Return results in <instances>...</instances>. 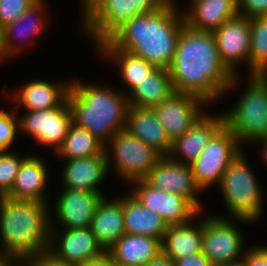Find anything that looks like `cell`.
<instances>
[{"label": "cell", "instance_id": "obj_34", "mask_svg": "<svg viewBox=\"0 0 267 266\" xmlns=\"http://www.w3.org/2000/svg\"><path fill=\"white\" fill-rule=\"evenodd\" d=\"M17 133H20L19 117L14 112L9 113L0 110V152L9 151L15 141Z\"/></svg>", "mask_w": 267, "mask_h": 266}, {"label": "cell", "instance_id": "obj_9", "mask_svg": "<svg viewBox=\"0 0 267 266\" xmlns=\"http://www.w3.org/2000/svg\"><path fill=\"white\" fill-rule=\"evenodd\" d=\"M241 152L237 137L224 125L190 164L201 193L214 183L219 185L224 171Z\"/></svg>", "mask_w": 267, "mask_h": 266}, {"label": "cell", "instance_id": "obj_7", "mask_svg": "<svg viewBox=\"0 0 267 266\" xmlns=\"http://www.w3.org/2000/svg\"><path fill=\"white\" fill-rule=\"evenodd\" d=\"M246 91L234 108L223 113L225 125L239 145L256 142L267 135V75L249 76Z\"/></svg>", "mask_w": 267, "mask_h": 266}, {"label": "cell", "instance_id": "obj_5", "mask_svg": "<svg viewBox=\"0 0 267 266\" xmlns=\"http://www.w3.org/2000/svg\"><path fill=\"white\" fill-rule=\"evenodd\" d=\"M242 152L224 171L218 186L221 188L226 209L238 222L253 223L259 220L263 208V191Z\"/></svg>", "mask_w": 267, "mask_h": 266}, {"label": "cell", "instance_id": "obj_42", "mask_svg": "<svg viewBox=\"0 0 267 266\" xmlns=\"http://www.w3.org/2000/svg\"><path fill=\"white\" fill-rule=\"evenodd\" d=\"M0 266H23L21 261L0 255Z\"/></svg>", "mask_w": 267, "mask_h": 266}, {"label": "cell", "instance_id": "obj_39", "mask_svg": "<svg viewBox=\"0 0 267 266\" xmlns=\"http://www.w3.org/2000/svg\"><path fill=\"white\" fill-rule=\"evenodd\" d=\"M176 266H213L209 259L201 251L189 257L175 261Z\"/></svg>", "mask_w": 267, "mask_h": 266}, {"label": "cell", "instance_id": "obj_21", "mask_svg": "<svg viewBox=\"0 0 267 266\" xmlns=\"http://www.w3.org/2000/svg\"><path fill=\"white\" fill-rule=\"evenodd\" d=\"M125 130L154 148L162 156L170 155L172 142L153 108L129 106Z\"/></svg>", "mask_w": 267, "mask_h": 266}, {"label": "cell", "instance_id": "obj_8", "mask_svg": "<svg viewBox=\"0 0 267 266\" xmlns=\"http://www.w3.org/2000/svg\"><path fill=\"white\" fill-rule=\"evenodd\" d=\"M107 144L104 149L108 169L113 164L118 176L130 184L137 180H144L162 157L154 148L139 138L133 137L127 130L115 133Z\"/></svg>", "mask_w": 267, "mask_h": 266}, {"label": "cell", "instance_id": "obj_31", "mask_svg": "<svg viewBox=\"0 0 267 266\" xmlns=\"http://www.w3.org/2000/svg\"><path fill=\"white\" fill-rule=\"evenodd\" d=\"M104 144L87 129L72 124L62 147L55 154L64 160L85 158L105 153Z\"/></svg>", "mask_w": 267, "mask_h": 266}, {"label": "cell", "instance_id": "obj_29", "mask_svg": "<svg viewBox=\"0 0 267 266\" xmlns=\"http://www.w3.org/2000/svg\"><path fill=\"white\" fill-rule=\"evenodd\" d=\"M129 92L130 95L126 94L129 106L152 108L170 97L175 90L169 70L157 67Z\"/></svg>", "mask_w": 267, "mask_h": 266}, {"label": "cell", "instance_id": "obj_24", "mask_svg": "<svg viewBox=\"0 0 267 266\" xmlns=\"http://www.w3.org/2000/svg\"><path fill=\"white\" fill-rule=\"evenodd\" d=\"M67 83L57 85V83L52 84V82L36 79L21 86L19 90L13 92L14 94H9L7 99L10 98L14 103H19L26 111L55 108L68 96L70 82Z\"/></svg>", "mask_w": 267, "mask_h": 266}, {"label": "cell", "instance_id": "obj_38", "mask_svg": "<svg viewBox=\"0 0 267 266\" xmlns=\"http://www.w3.org/2000/svg\"><path fill=\"white\" fill-rule=\"evenodd\" d=\"M23 266H74L55 258L49 251L36 254L22 262Z\"/></svg>", "mask_w": 267, "mask_h": 266}, {"label": "cell", "instance_id": "obj_2", "mask_svg": "<svg viewBox=\"0 0 267 266\" xmlns=\"http://www.w3.org/2000/svg\"><path fill=\"white\" fill-rule=\"evenodd\" d=\"M170 0L162 8L140 13L119 27L107 41L115 48L168 69L184 27L183 13Z\"/></svg>", "mask_w": 267, "mask_h": 266}, {"label": "cell", "instance_id": "obj_14", "mask_svg": "<svg viewBox=\"0 0 267 266\" xmlns=\"http://www.w3.org/2000/svg\"><path fill=\"white\" fill-rule=\"evenodd\" d=\"M206 103L191 94L174 92L153 108L171 142L181 137L203 114Z\"/></svg>", "mask_w": 267, "mask_h": 266}, {"label": "cell", "instance_id": "obj_19", "mask_svg": "<svg viewBox=\"0 0 267 266\" xmlns=\"http://www.w3.org/2000/svg\"><path fill=\"white\" fill-rule=\"evenodd\" d=\"M224 125L223 113L210 116L203 112L188 131L172 142L169 156L175 161L190 165Z\"/></svg>", "mask_w": 267, "mask_h": 266}, {"label": "cell", "instance_id": "obj_17", "mask_svg": "<svg viewBox=\"0 0 267 266\" xmlns=\"http://www.w3.org/2000/svg\"><path fill=\"white\" fill-rule=\"evenodd\" d=\"M43 1L44 0H37L16 21L0 30L1 62L6 61V59L15 58V56L30 43L27 42L29 38H34L36 35L44 33L43 30L46 28L47 21L43 14L46 6ZM14 40L20 42H14Z\"/></svg>", "mask_w": 267, "mask_h": 266}, {"label": "cell", "instance_id": "obj_18", "mask_svg": "<svg viewBox=\"0 0 267 266\" xmlns=\"http://www.w3.org/2000/svg\"><path fill=\"white\" fill-rule=\"evenodd\" d=\"M103 197L102 193L64 188L55 204V218L65 229L89 228Z\"/></svg>", "mask_w": 267, "mask_h": 266}, {"label": "cell", "instance_id": "obj_32", "mask_svg": "<svg viewBox=\"0 0 267 266\" xmlns=\"http://www.w3.org/2000/svg\"><path fill=\"white\" fill-rule=\"evenodd\" d=\"M251 26L250 75H267V16L249 18Z\"/></svg>", "mask_w": 267, "mask_h": 266}, {"label": "cell", "instance_id": "obj_40", "mask_svg": "<svg viewBox=\"0 0 267 266\" xmlns=\"http://www.w3.org/2000/svg\"><path fill=\"white\" fill-rule=\"evenodd\" d=\"M82 266H118L115 261L112 259V256L108 251H104L99 256L88 260Z\"/></svg>", "mask_w": 267, "mask_h": 266}, {"label": "cell", "instance_id": "obj_26", "mask_svg": "<svg viewBox=\"0 0 267 266\" xmlns=\"http://www.w3.org/2000/svg\"><path fill=\"white\" fill-rule=\"evenodd\" d=\"M121 197L113 201L103 197L92 217L90 228L105 251L125 234L123 196Z\"/></svg>", "mask_w": 267, "mask_h": 266}, {"label": "cell", "instance_id": "obj_16", "mask_svg": "<svg viewBox=\"0 0 267 266\" xmlns=\"http://www.w3.org/2000/svg\"><path fill=\"white\" fill-rule=\"evenodd\" d=\"M218 54L227 69L237 76V64L246 61L249 64L251 26L250 20L244 16H236L222 24L214 32Z\"/></svg>", "mask_w": 267, "mask_h": 266}, {"label": "cell", "instance_id": "obj_6", "mask_svg": "<svg viewBox=\"0 0 267 266\" xmlns=\"http://www.w3.org/2000/svg\"><path fill=\"white\" fill-rule=\"evenodd\" d=\"M170 0H82L83 27L98 45L140 13L156 11Z\"/></svg>", "mask_w": 267, "mask_h": 266}, {"label": "cell", "instance_id": "obj_30", "mask_svg": "<svg viewBox=\"0 0 267 266\" xmlns=\"http://www.w3.org/2000/svg\"><path fill=\"white\" fill-rule=\"evenodd\" d=\"M96 47L102 56L104 54V57L111 58L110 60H114V63L119 65L121 78L130 91L157 68L152 63L134 56L130 52L115 49L107 40L100 42Z\"/></svg>", "mask_w": 267, "mask_h": 266}, {"label": "cell", "instance_id": "obj_15", "mask_svg": "<svg viewBox=\"0 0 267 266\" xmlns=\"http://www.w3.org/2000/svg\"><path fill=\"white\" fill-rule=\"evenodd\" d=\"M54 230L55 226L50 221V243L48 251L55 258L67 264L82 266L88 260L99 256L105 251L96 240L90 227L80 229L63 228V234H60V236Z\"/></svg>", "mask_w": 267, "mask_h": 266}, {"label": "cell", "instance_id": "obj_1", "mask_svg": "<svg viewBox=\"0 0 267 266\" xmlns=\"http://www.w3.org/2000/svg\"><path fill=\"white\" fill-rule=\"evenodd\" d=\"M168 70L175 92L194 95L206 105L221 99L239 80L222 63L214 33L187 24Z\"/></svg>", "mask_w": 267, "mask_h": 266}, {"label": "cell", "instance_id": "obj_28", "mask_svg": "<svg viewBox=\"0 0 267 266\" xmlns=\"http://www.w3.org/2000/svg\"><path fill=\"white\" fill-rule=\"evenodd\" d=\"M125 234L146 235L163 240L168 225L160 215L143 206L131 193L123 195Z\"/></svg>", "mask_w": 267, "mask_h": 266}, {"label": "cell", "instance_id": "obj_35", "mask_svg": "<svg viewBox=\"0 0 267 266\" xmlns=\"http://www.w3.org/2000/svg\"><path fill=\"white\" fill-rule=\"evenodd\" d=\"M37 0H0V30L16 21Z\"/></svg>", "mask_w": 267, "mask_h": 266}, {"label": "cell", "instance_id": "obj_20", "mask_svg": "<svg viewBox=\"0 0 267 266\" xmlns=\"http://www.w3.org/2000/svg\"><path fill=\"white\" fill-rule=\"evenodd\" d=\"M66 162L61 175L64 188L101 193L98 185L109 172L105 153Z\"/></svg>", "mask_w": 267, "mask_h": 266}, {"label": "cell", "instance_id": "obj_10", "mask_svg": "<svg viewBox=\"0 0 267 266\" xmlns=\"http://www.w3.org/2000/svg\"><path fill=\"white\" fill-rule=\"evenodd\" d=\"M232 219L208 215L203 219L202 252L213 266H228L242 261L245 251L243 233Z\"/></svg>", "mask_w": 267, "mask_h": 266}, {"label": "cell", "instance_id": "obj_43", "mask_svg": "<svg viewBox=\"0 0 267 266\" xmlns=\"http://www.w3.org/2000/svg\"><path fill=\"white\" fill-rule=\"evenodd\" d=\"M257 143L259 142V144L261 143L263 146V149H262V151H263V158H264V162H266L267 163V135L266 136H264L263 138H261V139H259V140H257L256 141Z\"/></svg>", "mask_w": 267, "mask_h": 266}, {"label": "cell", "instance_id": "obj_23", "mask_svg": "<svg viewBox=\"0 0 267 266\" xmlns=\"http://www.w3.org/2000/svg\"><path fill=\"white\" fill-rule=\"evenodd\" d=\"M183 11L185 23L193 29L214 32L226 21L238 16L237 0H192Z\"/></svg>", "mask_w": 267, "mask_h": 266}, {"label": "cell", "instance_id": "obj_12", "mask_svg": "<svg viewBox=\"0 0 267 266\" xmlns=\"http://www.w3.org/2000/svg\"><path fill=\"white\" fill-rule=\"evenodd\" d=\"M135 189L130 192L143 206L162 217L167 225L185 224L200 213L186 198L175 193L156 189L145 180L132 182ZM199 213V214H198Z\"/></svg>", "mask_w": 267, "mask_h": 266}, {"label": "cell", "instance_id": "obj_22", "mask_svg": "<svg viewBox=\"0 0 267 266\" xmlns=\"http://www.w3.org/2000/svg\"><path fill=\"white\" fill-rule=\"evenodd\" d=\"M44 162L38 156L27 155L22 160L13 187L6 197L47 203L44 190L48 182V169Z\"/></svg>", "mask_w": 267, "mask_h": 266}, {"label": "cell", "instance_id": "obj_4", "mask_svg": "<svg viewBox=\"0 0 267 266\" xmlns=\"http://www.w3.org/2000/svg\"><path fill=\"white\" fill-rule=\"evenodd\" d=\"M124 94L108 86L71 81L67 99L73 124L107 145L115 133L126 128L129 104Z\"/></svg>", "mask_w": 267, "mask_h": 266}, {"label": "cell", "instance_id": "obj_3", "mask_svg": "<svg viewBox=\"0 0 267 266\" xmlns=\"http://www.w3.org/2000/svg\"><path fill=\"white\" fill-rule=\"evenodd\" d=\"M48 205L35 200L0 197L1 256L23 262L48 251L52 220Z\"/></svg>", "mask_w": 267, "mask_h": 266}, {"label": "cell", "instance_id": "obj_33", "mask_svg": "<svg viewBox=\"0 0 267 266\" xmlns=\"http://www.w3.org/2000/svg\"><path fill=\"white\" fill-rule=\"evenodd\" d=\"M19 154L0 152V197L6 196L12 189L22 160Z\"/></svg>", "mask_w": 267, "mask_h": 266}, {"label": "cell", "instance_id": "obj_13", "mask_svg": "<svg viewBox=\"0 0 267 266\" xmlns=\"http://www.w3.org/2000/svg\"><path fill=\"white\" fill-rule=\"evenodd\" d=\"M144 180L156 189L186 198L199 212L202 211V204L197 198L201 190L195 183L189 164L175 161L170 156H162Z\"/></svg>", "mask_w": 267, "mask_h": 266}, {"label": "cell", "instance_id": "obj_37", "mask_svg": "<svg viewBox=\"0 0 267 266\" xmlns=\"http://www.w3.org/2000/svg\"><path fill=\"white\" fill-rule=\"evenodd\" d=\"M242 261L246 266H267V246H253L245 249Z\"/></svg>", "mask_w": 267, "mask_h": 266}, {"label": "cell", "instance_id": "obj_11", "mask_svg": "<svg viewBox=\"0 0 267 266\" xmlns=\"http://www.w3.org/2000/svg\"><path fill=\"white\" fill-rule=\"evenodd\" d=\"M19 117L20 131L36 143L53 147L55 154L62 147L73 124L72 112L66 98L58 107L26 111Z\"/></svg>", "mask_w": 267, "mask_h": 266}, {"label": "cell", "instance_id": "obj_41", "mask_svg": "<svg viewBox=\"0 0 267 266\" xmlns=\"http://www.w3.org/2000/svg\"><path fill=\"white\" fill-rule=\"evenodd\" d=\"M145 266H176L175 261L163 252L151 259Z\"/></svg>", "mask_w": 267, "mask_h": 266}, {"label": "cell", "instance_id": "obj_44", "mask_svg": "<svg viewBox=\"0 0 267 266\" xmlns=\"http://www.w3.org/2000/svg\"><path fill=\"white\" fill-rule=\"evenodd\" d=\"M228 266H246L243 261H240L238 263L229 264Z\"/></svg>", "mask_w": 267, "mask_h": 266}, {"label": "cell", "instance_id": "obj_36", "mask_svg": "<svg viewBox=\"0 0 267 266\" xmlns=\"http://www.w3.org/2000/svg\"><path fill=\"white\" fill-rule=\"evenodd\" d=\"M238 14L247 18L267 16V0H238Z\"/></svg>", "mask_w": 267, "mask_h": 266}, {"label": "cell", "instance_id": "obj_27", "mask_svg": "<svg viewBox=\"0 0 267 266\" xmlns=\"http://www.w3.org/2000/svg\"><path fill=\"white\" fill-rule=\"evenodd\" d=\"M198 222V223H197ZM185 224L168 225L161 242L162 252L174 261L202 251L203 219Z\"/></svg>", "mask_w": 267, "mask_h": 266}, {"label": "cell", "instance_id": "obj_25", "mask_svg": "<svg viewBox=\"0 0 267 266\" xmlns=\"http://www.w3.org/2000/svg\"><path fill=\"white\" fill-rule=\"evenodd\" d=\"M107 251L118 266H145L162 252V246L151 236L124 234Z\"/></svg>", "mask_w": 267, "mask_h": 266}]
</instances>
